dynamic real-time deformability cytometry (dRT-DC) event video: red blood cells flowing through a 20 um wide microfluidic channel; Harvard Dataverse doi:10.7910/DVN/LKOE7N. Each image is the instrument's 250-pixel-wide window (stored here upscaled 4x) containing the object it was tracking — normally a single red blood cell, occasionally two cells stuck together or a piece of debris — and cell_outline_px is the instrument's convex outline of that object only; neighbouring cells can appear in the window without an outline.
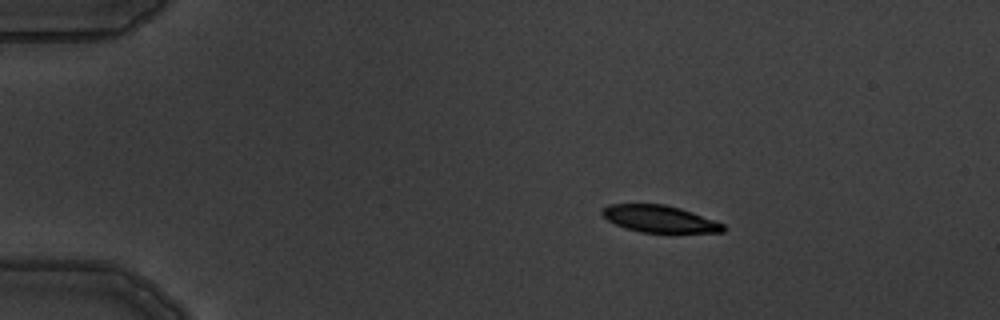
{"species": "common noctule bat (a hibernating species)", "species_latin": "Nyctalus noctula", "temperature_condition": "warm", "stored_images_in_passage": 7, "camera_frame_rate_fps": 3000, "um_per_image_px": 0.085, "animal": {"sex": "male", "body_mass_g": 19.5, "forearm_length_mm": 54.6}, "frame": {"image": 1, "passage_image": 4, "time_ms": 3.0, "image_size_px": [1000, 320], "cell_outline_px": [[724, 232], [640, 232], [624, 228], [608, 220], [600, 212], [608, 204], [664, 204], [680, 208], [692, 212], [724, 224]], "centroid_in_image_um": [56.03, 18.6], "position_along_channel_um": 29.0, "area_um2": 18.79}}